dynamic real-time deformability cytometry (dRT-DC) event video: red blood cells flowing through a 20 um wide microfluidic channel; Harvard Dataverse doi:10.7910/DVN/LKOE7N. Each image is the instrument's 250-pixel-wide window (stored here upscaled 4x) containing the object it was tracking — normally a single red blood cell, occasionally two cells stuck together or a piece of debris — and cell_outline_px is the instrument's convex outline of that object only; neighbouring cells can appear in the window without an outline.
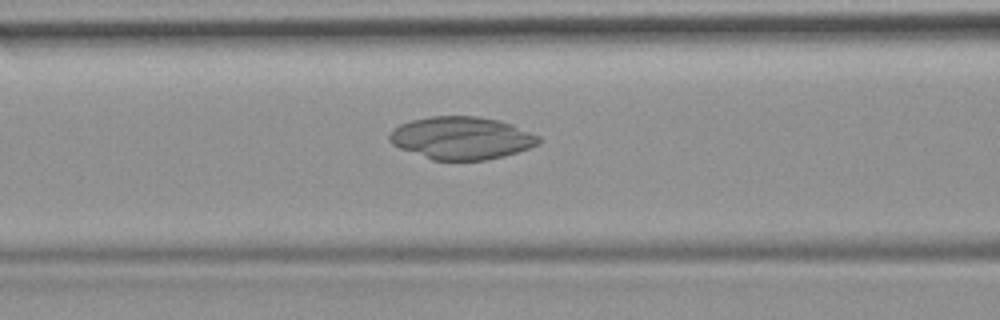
{"species": "common noctule bat (a hibernating species)", "species_latin": "Nyctalus noctula", "temperature_condition": "room temperature", "stored_images_in_passage": 53, "camera_frame_rate_fps": 3000, "um_per_image_px": 0.085, "animal": {"sex": "female", "body_mass_g": 19.9}, "frame": {"image": 1, "passage_image": 22, "time_ms": 7.0, "image_size_px": [1000, 320], "cell_outline_px": [[540, 144], [504, 156], [484, 160], [432, 160], [400, 148], [392, 144], [388, 140], [388, 132], [392, 128], [400, 124], [412, 120], [432, 116], [476, 116], [500, 120], [512, 124], [540, 136]], "centroid_in_image_um": [39.21, 11.72], "position_along_channel_um": 127.4, "area_um2": 37.22}}
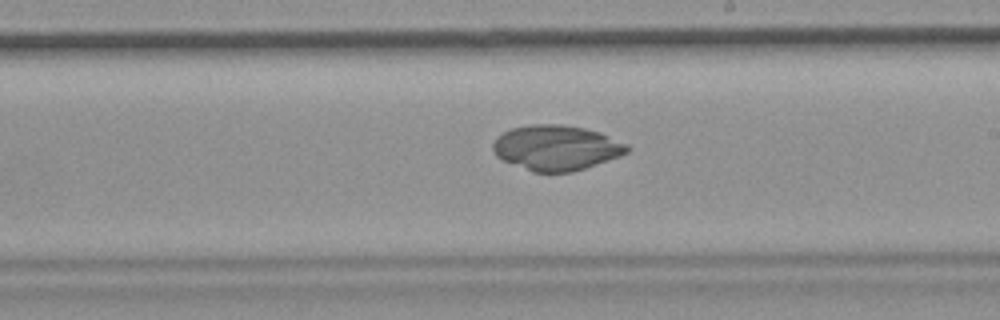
{"frame": {"image": 2, "passage_image": 31, "time_ms": 10.0, "image_size_px": [1000, 320], "cell_outline_px": [[632, 148], [628, 152], [620, 156], [572, 172], [532, 172], [500, 160], [496, 156], [492, 148], [492, 144], [504, 132], [512, 128], [528, 124], [560, 124], [584, 128], [600, 132], [628, 144]], "centroid_in_image_um": [47.28, 12.56], "position_along_channel_um": 241.7, "area_um2": 35.43}}
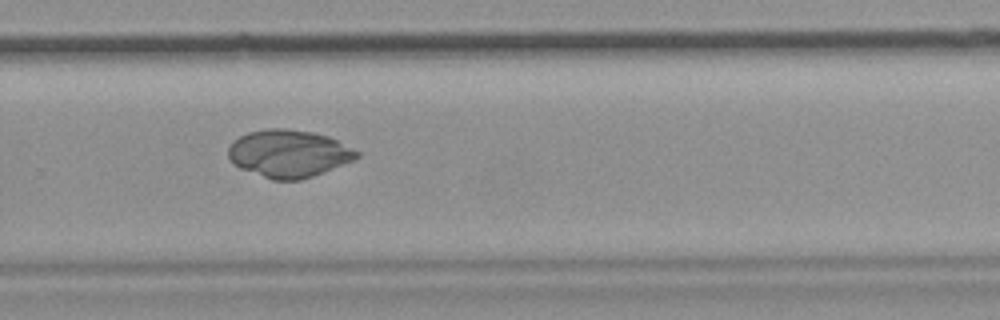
{"frame": {"image": 3, "passage_image": 36, "time_ms": 11.667, "image_size_px": [1000, 320], "cell_outline_px": [[360, 156], [352, 160], [312, 176], [300, 180], [272, 180], [240, 168], [232, 164], [228, 156], [228, 148], [240, 136], [248, 132], [268, 128], [284, 128], [312, 132], [328, 136], [360, 152]], "centroid_in_image_um": [24.51, 13.05], "position_along_channel_um": 305.3, "area_um2": 35.26}}